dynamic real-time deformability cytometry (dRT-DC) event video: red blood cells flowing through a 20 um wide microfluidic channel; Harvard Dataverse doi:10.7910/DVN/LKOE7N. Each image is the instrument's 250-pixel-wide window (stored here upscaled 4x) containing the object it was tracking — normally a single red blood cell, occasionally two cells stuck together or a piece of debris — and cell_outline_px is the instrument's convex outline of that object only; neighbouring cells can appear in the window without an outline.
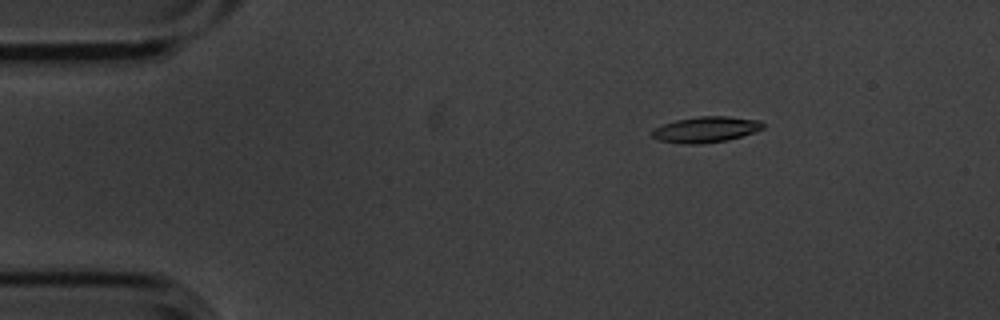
{"species": "common noctule bat (a hibernating species)", "species_latin": "Nyctalus noctula", "temperature_condition": "cold", "stored_images_in_passage": 4, "camera_frame_rate_fps": 3000, "um_per_image_px": 0.085, "animal": {"sex": "male", "body_mass_g": 20.1, "forearm_length_mm": 53.5}, "frame": {"image": 1, "passage_image": 2, "time_ms": 0.333, "image_size_px": [1000, 320], "cell_outline_px": [[764, 128], [756, 132], [728, 140], [700, 144], [684, 144], [660, 140], [652, 136], [652, 128], [676, 120], [700, 116], [728, 116], [760, 120], [764, 124]], "centroid_in_image_um": [60.03, 11.0], "position_along_channel_um": 25.0, "area_um2": 16.76}}
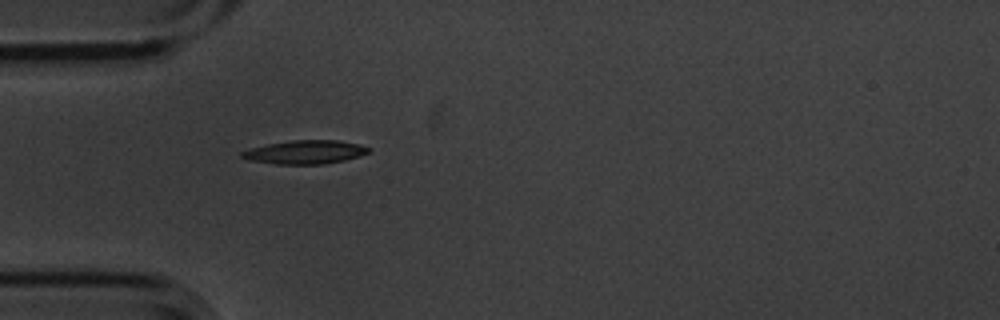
{"frame": {"image": 2, "passage_image": 4, "time_ms": 1.0, "image_size_px": [1000, 320], "cell_outline_px": [[372, 152], [360, 156], [344, 160], [324, 164], [276, 164], [248, 160], [240, 156], [240, 152], [252, 148], [268, 144], [292, 140], [336, 140], [360, 144], [372, 148]], "centroid_in_image_um": [25.99, 12.93], "position_along_channel_um": 59.0, "area_um2": 17.51}}